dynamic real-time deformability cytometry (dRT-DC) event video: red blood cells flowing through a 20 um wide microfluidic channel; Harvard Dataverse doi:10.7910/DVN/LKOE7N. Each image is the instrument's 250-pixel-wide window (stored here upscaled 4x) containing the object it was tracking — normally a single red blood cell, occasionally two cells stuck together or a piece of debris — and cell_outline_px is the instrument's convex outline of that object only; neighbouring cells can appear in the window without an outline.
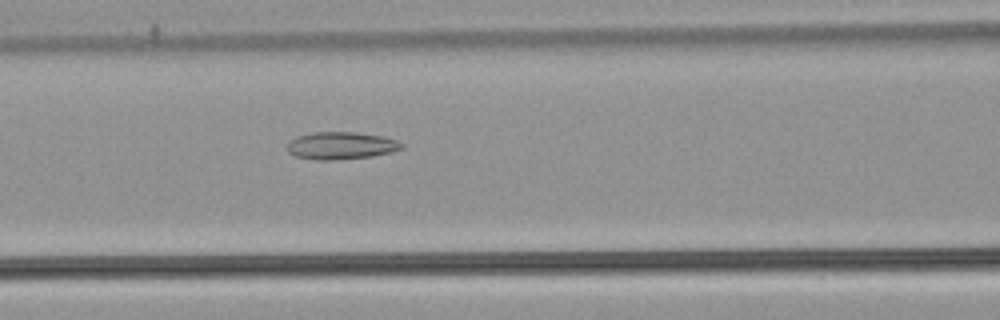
{"species": "common noctule bat (a hibernating species)", "species_latin": "Nyctalus noctula", "temperature_condition": "warm", "stored_images_in_passage": 53, "camera_frame_rate_fps": 3000, "um_per_image_px": 0.085, "animal": {"sex": "male", "body_mass_g": 21.5, "forearm_length_mm": 52.0}, "frame": {"image": 1, "passage_image": 23, "time_ms": 7.333, "image_size_px": [1000, 320], "cell_outline_px": [[404, 148], [392, 152], [372, 156], [332, 160], [316, 160], [296, 156], [288, 152], [288, 140], [296, 136], [312, 132], [356, 132], [384, 136], [396, 140], [404, 144]], "centroid_in_image_um": [28.99, 12.37], "position_along_channel_um": 137.6, "area_um2": 18.44}}
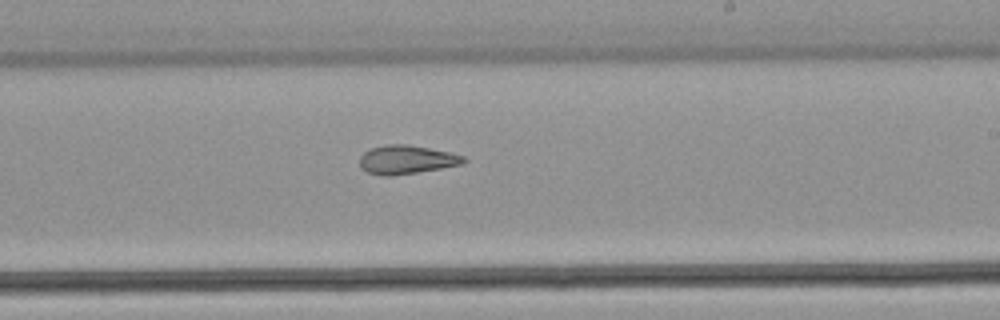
{"frame": {"image": 2, "passage_image": 32, "time_ms": 10.333, "image_size_px": [1000, 320], "cell_outline_px": [[468, 160], [464, 164], [392, 176], [384, 176], [368, 172], [360, 168], [360, 156], [364, 152], [372, 148], [384, 144], [408, 144], [448, 152], [464, 156]], "centroid_in_image_um": [34.54, 13.57], "position_along_channel_um": 254.5, "area_um2": 17.34}}
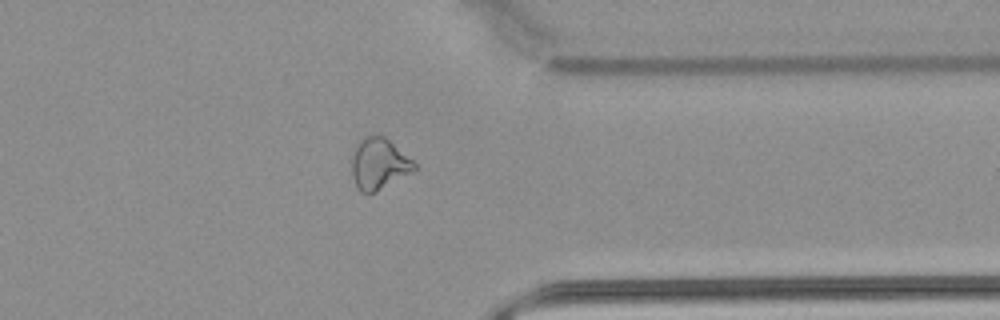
{"frame": {"image": 3, "passage_image": 42, "time_ms": 13.667, "image_size_px": [1000, 320], "cell_outline_px": [[416, 168], [412, 172], [376, 192], [360, 192], [356, 188], [352, 176], [352, 160], [356, 144], [364, 136], [384, 136], [412, 160], [416, 164]], "centroid_in_image_um": [32.19, 13.94], "position_along_channel_um": 379.2, "area_um2": 18.44}, "authors_computed_cell_mechanics": {"area_um2": 20.9236, "velocity_mm_per_s": 3.9075, "shape_relaxation_time_tau1_ms": null, "shape_relaxation_time_tau2_ms": 2.9741, "deformation_change_tau1": null, "deformation_change_tau2": 0.1188}}